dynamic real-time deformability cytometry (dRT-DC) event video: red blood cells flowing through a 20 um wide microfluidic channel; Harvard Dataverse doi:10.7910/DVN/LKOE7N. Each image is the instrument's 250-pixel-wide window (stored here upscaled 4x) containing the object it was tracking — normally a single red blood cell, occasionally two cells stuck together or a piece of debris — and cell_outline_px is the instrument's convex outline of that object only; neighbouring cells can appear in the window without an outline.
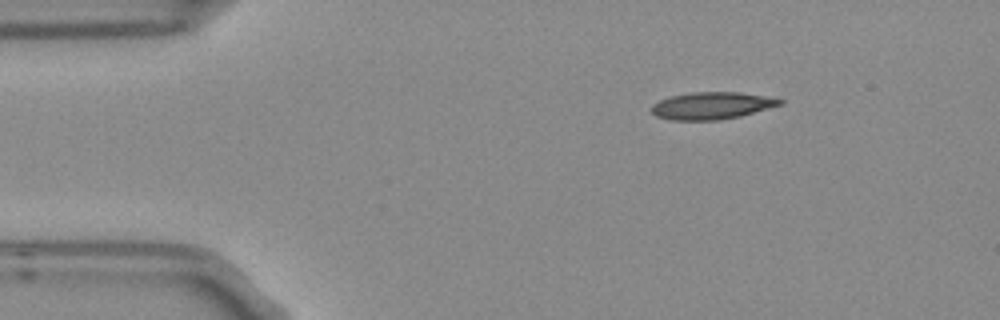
{"species": "Egyptian fruit bat (a non-hibernating species)", "species_latin": "Rousettus aegyptiacus", "temperature_condition": "room temperature", "stored_images_in_passage": 3, "camera_frame_rate_fps": 3000, "um_per_image_px": 0.085, "frame": {"image": 1, "passage_image": 1, "time_ms": 0.0, "image_size_px": [1000, 320], "cell_outline_px": [[784, 104], [740, 116], [720, 120], [672, 120], [656, 116], [652, 112], [652, 104], [660, 100], [672, 96], [692, 92], [740, 92], [764, 96], [784, 100]], "centroid_in_image_um": [60.52, 8.98], "position_along_channel_um": 24.5, "area_um2": 20.23}}
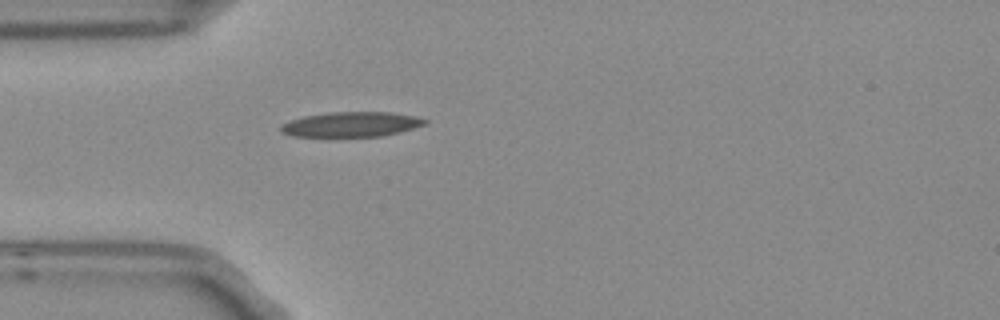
{"frame": {"image": 2, "passage_image": 3, "time_ms": 0.667, "image_size_px": [1000, 320], "cell_outline_px": [[428, 124], [400, 132], [380, 136], [292, 136], [280, 132], [280, 124], [304, 116], [328, 112], [392, 112], [416, 116], [428, 120]], "centroid_in_image_um": [29.88, 10.56], "position_along_channel_um": 55.1, "area_um2": 20.98}}